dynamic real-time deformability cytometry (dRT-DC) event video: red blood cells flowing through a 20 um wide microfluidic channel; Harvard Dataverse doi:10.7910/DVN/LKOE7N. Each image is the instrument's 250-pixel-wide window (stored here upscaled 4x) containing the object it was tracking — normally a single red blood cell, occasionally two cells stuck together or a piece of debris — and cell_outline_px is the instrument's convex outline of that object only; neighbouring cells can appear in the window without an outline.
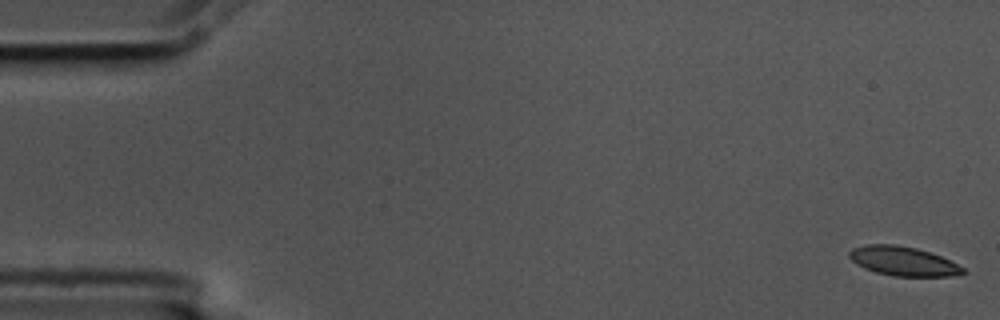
{"species": "common noctule bat (a hibernating species)", "species_latin": "Nyctalus noctula", "temperature_condition": "cold", "stored_images_in_passage": 5, "camera_frame_rate_fps": 3000, "um_per_image_px": 0.085, "animal": {"sex": "male", "body_mass_g": 17.5, "forearm_length_mm": 52.3}, "frame": {"image": 1, "passage_image": 1, "time_ms": 0.0, "image_size_px": [1000, 320], "cell_outline_px": [[968, 272], [948, 276], [892, 276], [876, 272], [864, 268], [856, 264], [848, 256], [848, 252], [852, 248], [868, 244], [896, 244], [916, 248], [940, 256], [964, 268]], "centroid_in_image_um": [76.72, 22.19], "position_along_channel_um": 8.3, "area_um2": 19.25}}